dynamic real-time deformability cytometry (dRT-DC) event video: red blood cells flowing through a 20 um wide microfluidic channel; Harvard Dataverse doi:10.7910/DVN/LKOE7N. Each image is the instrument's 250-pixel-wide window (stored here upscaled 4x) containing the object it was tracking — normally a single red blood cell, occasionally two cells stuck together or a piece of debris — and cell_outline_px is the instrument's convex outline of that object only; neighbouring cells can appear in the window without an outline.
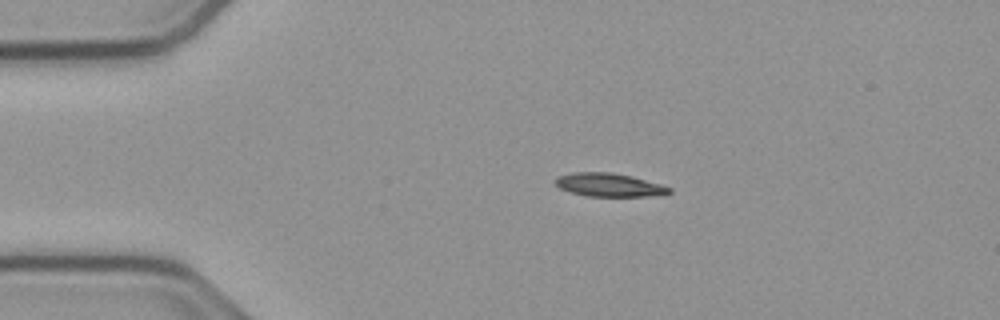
{"species": "common noctule bat (a hibernating species)", "species_latin": "Nyctalus noctula", "temperature_condition": "cold", "stored_images_in_passage": 44, "camera_frame_rate_fps": 3000, "um_per_image_px": 0.085, "animal": {"sex": "male", "body_mass_g": 23.1, "forearm_length_mm": 52.7}, "frame": {"image": 1, "passage_image": 1, "time_ms": 0.0, "image_size_px": [1000, 320], "cell_outline_px": [[672, 192], [648, 196], [584, 196], [568, 192], [560, 188], [556, 184], [556, 176], [572, 172], [612, 172], [632, 176], [660, 184], [672, 188]], "centroid_in_image_um": [51.73, 15.71], "position_along_channel_um": 33.3, "area_um2": 15.55}}
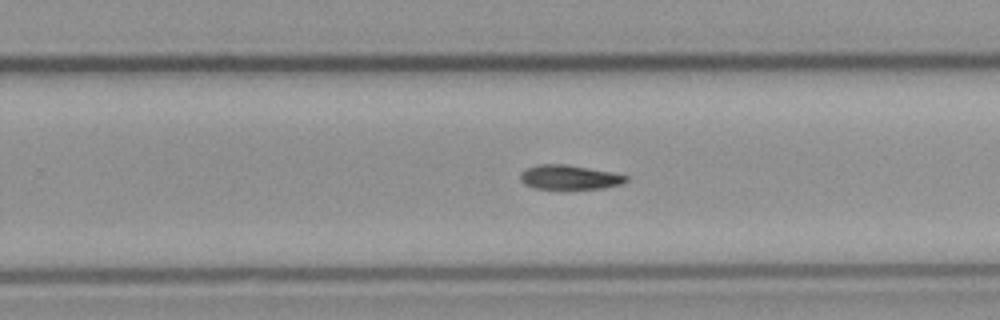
{"frame": {"image": 2, "passage_image": 24, "time_ms": 7.667, "image_size_px": [1000, 320], "cell_outline_px": [[628, 180], [624, 184], [604, 188], [536, 188], [524, 184], [520, 180], [520, 172], [524, 168], [540, 164], [564, 164], [612, 172], [628, 176]], "centroid_in_image_um": [48.4, 15.06], "position_along_channel_um": 281.4, "area_um2": 14.97}}
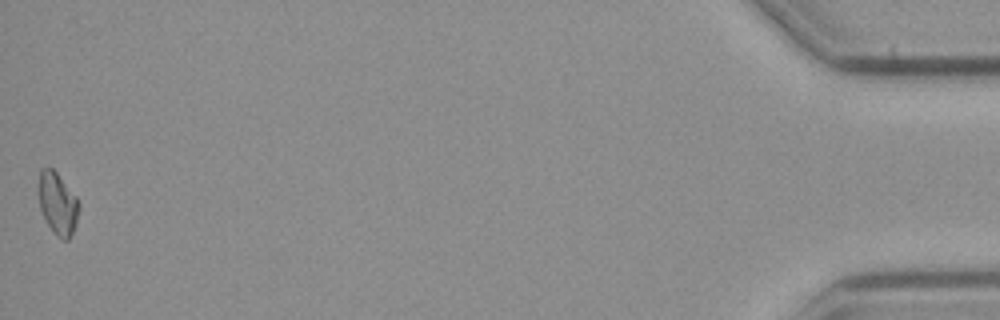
{"frame": {"image": 3, "passage_image": 44, "time_ms": 14.333, "image_size_px": [1000, 320], "cell_outline_px": [[80, 208], [76, 224], [68, 240], [64, 240], [56, 236], [48, 224], [40, 208], [36, 192], [36, 188], [40, 168], [52, 168], [56, 172], [76, 196], [80, 204]], "centroid_in_image_um": [4.87, 17.27], "position_along_channel_um": 430.3, "area_um2": 14.91}, "authors_computed_cell_mechanics": {"area_um2": 15.4615, "velocity_mm_per_s": 3.8068, "shape_relaxation_time_tau1_ms": 2.614, "shape_relaxation_time_tau2_ms": null, "deformation_change_tau1": 0.1002, "deformation_change_tau2": null}}